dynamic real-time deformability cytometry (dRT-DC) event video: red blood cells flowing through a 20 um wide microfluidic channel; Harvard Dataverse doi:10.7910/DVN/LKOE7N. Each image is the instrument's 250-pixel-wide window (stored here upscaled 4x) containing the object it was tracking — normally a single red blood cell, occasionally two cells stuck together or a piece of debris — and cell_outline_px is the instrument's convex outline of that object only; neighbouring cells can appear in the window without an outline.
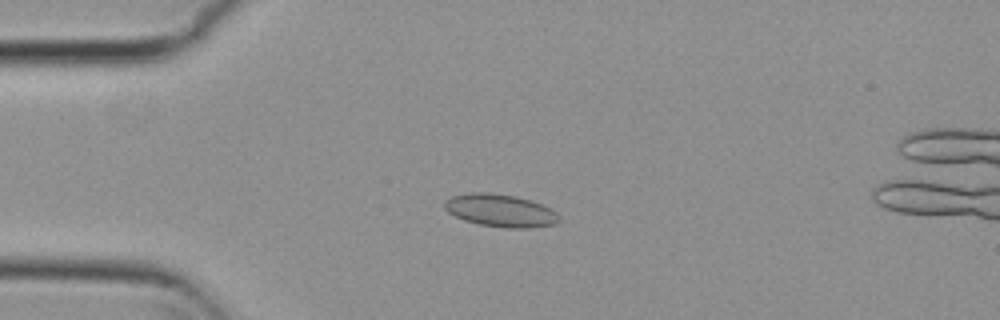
{"species": "common noctule bat (a hibernating species)", "species_latin": "Nyctalus noctula", "temperature_condition": "cold", "stored_images_in_passage": 53, "camera_frame_rate_fps": 3000, "um_per_image_px": 0.085, "animal": {"sex": "female", "body_mass_g": 29.2, "forearm_length_mm": 56.3}, "frame": {"image": 1, "passage_image": 13, "time_ms": 4.0, "image_size_px": [1000, 320], "cell_outline_px": [[560, 220], [556, 224], [528, 228], [504, 228], [480, 224], [464, 220], [448, 212], [444, 208], [444, 200], [452, 196], [468, 192], [488, 192], [516, 196], [552, 208], [560, 216]], "centroid_in_image_um": [42.53, 17.89], "position_along_channel_um": 42.5, "area_um2": 21.91}}
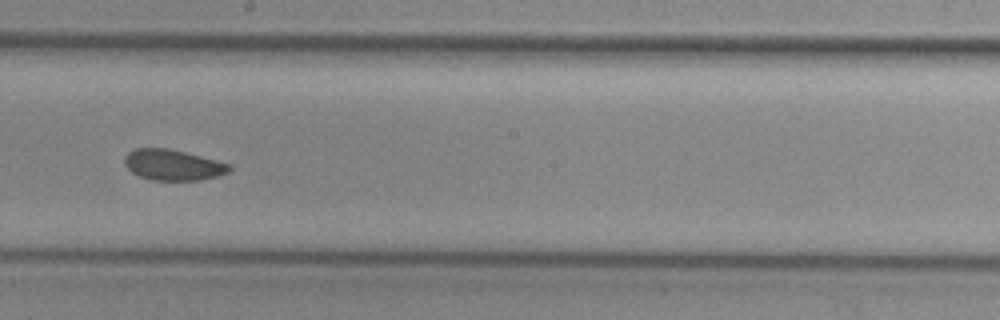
{"frame": {"image": 2, "passage_image": 30, "time_ms": 9.667, "image_size_px": [1000, 320], "cell_outline_px": [[232, 168], [228, 172], [220, 176], [200, 180], [152, 180], [140, 176], [132, 172], [124, 164], [124, 156], [128, 152], [136, 148], [168, 148], [232, 164]], "centroid_in_image_um": [14.71, 14.02], "position_along_channel_um": 233.5, "area_um2": 18.84}}
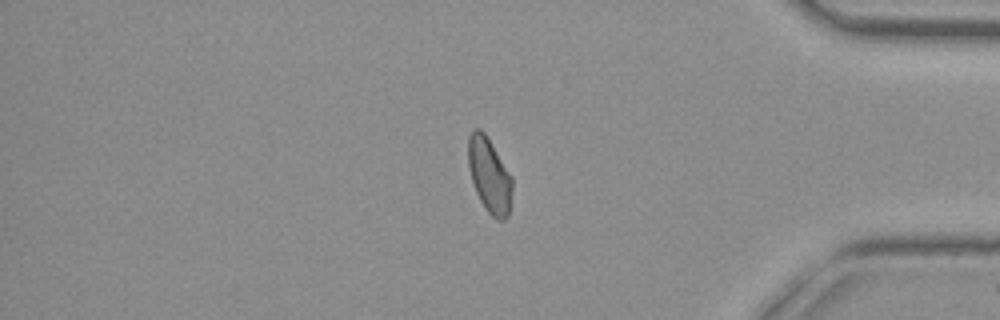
{"frame": {"image": 3, "passage_image": 45, "time_ms": 14.667, "image_size_px": [1000, 320], "cell_outline_px": [[512, 192], [508, 216], [504, 220], [496, 220], [484, 208], [476, 192], [468, 168], [468, 136], [472, 128], [480, 128], [484, 132], [512, 176]], "centroid_in_image_um": [41.59, 14.89], "position_along_channel_um": 393.6, "area_um2": 19.31}}